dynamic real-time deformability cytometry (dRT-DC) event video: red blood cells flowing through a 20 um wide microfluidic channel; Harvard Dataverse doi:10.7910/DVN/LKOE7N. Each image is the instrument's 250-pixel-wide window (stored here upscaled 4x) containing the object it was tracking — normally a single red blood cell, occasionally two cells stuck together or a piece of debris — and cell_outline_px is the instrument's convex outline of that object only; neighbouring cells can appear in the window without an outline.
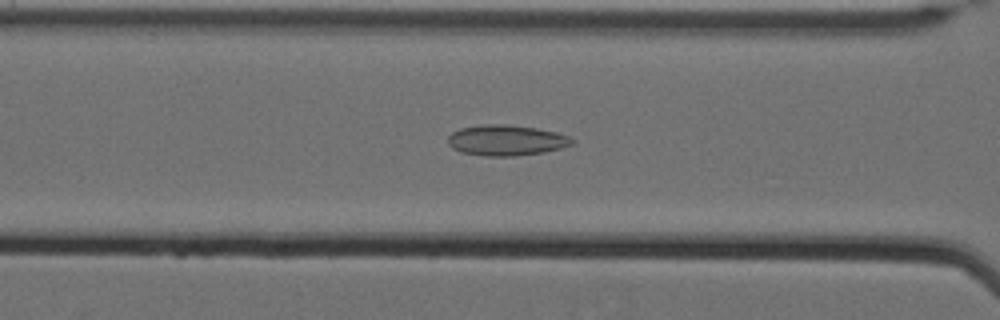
{"species": "Egyptian fruit bat (a non-hibernating species)", "species_latin": "Rousettus aegyptiacus", "temperature_condition": "cold", "stored_images_in_passage": 61, "camera_frame_rate_fps": 3000, "um_per_image_px": 0.085, "animal": {"sex": "female"}, "frame": {"image": 1, "passage_image": 29, "time_ms": 9.333, "image_size_px": [1000, 320], "cell_outline_px": [[576, 140], [572, 144], [560, 148], [544, 152], [516, 156], [484, 156], [460, 152], [452, 148], [448, 144], [448, 136], [452, 132], [460, 128], [484, 124], [504, 124], [536, 128], [556, 132], [568, 136]], "centroid_in_image_um": [43.01, 11.93], "position_along_channel_um": 123.6, "area_um2": 22.25}}
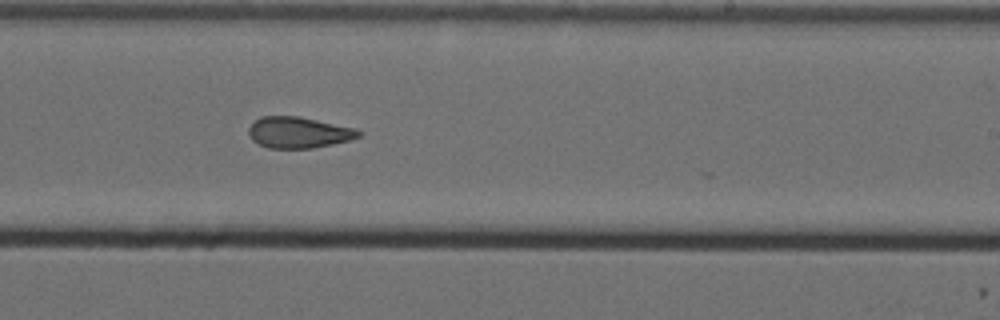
{"frame": {"image": 2, "passage_image": 41, "time_ms": 13.333, "image_size_px": [1000, 320], "cell_outline_px": [[360, 136], [348, 140], [332, 144], [312, 148], [268, 148], [252, 140], [248, 136], [248, 128], [260, 116], [296, 116], [356, 128], [360, 132]], "centroid_in_image_um": [25.34, 11.26], "position_along_channel_um": 263.7, "area_um2": 19.77}}
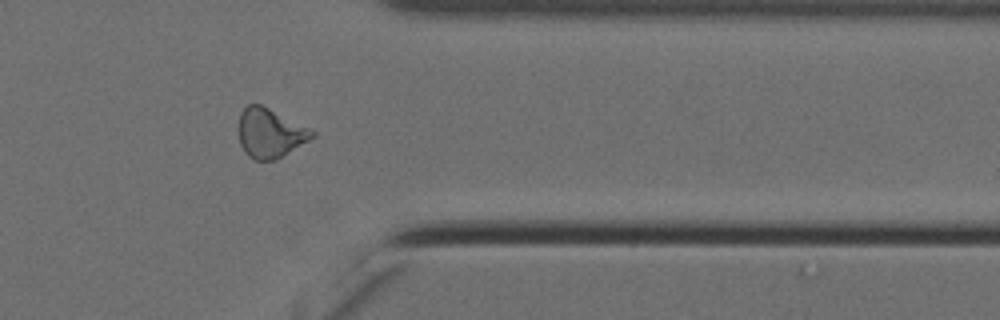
{"frame": {"image": 3, "passage_image": 52, "time_ms": 17.0, "image_size_px": [1000, 320], "cell_outline_px": [[316, 136], [276, 160], [256, 160], [248, 156], [244, 152], [240, 144], [236, 128], [240, 112], [248, 104], [260, 104], [316, 132]], "centroid_in_image_um": [22.89, 11.32], "position_along_channel_um": 388.5, "area_um2": 21.21}, "authors_computed_cell_mechanics": {"area_um2": 22.0796, "velocity_mm_per_s": 3.4959, "shape_relaxation_time_tau1_ms": null, "shape_relaxation_time_tau2_ms": 3.1671, "deformation_change_tau1": null, "deformation_change_tau2": 0.1108}}